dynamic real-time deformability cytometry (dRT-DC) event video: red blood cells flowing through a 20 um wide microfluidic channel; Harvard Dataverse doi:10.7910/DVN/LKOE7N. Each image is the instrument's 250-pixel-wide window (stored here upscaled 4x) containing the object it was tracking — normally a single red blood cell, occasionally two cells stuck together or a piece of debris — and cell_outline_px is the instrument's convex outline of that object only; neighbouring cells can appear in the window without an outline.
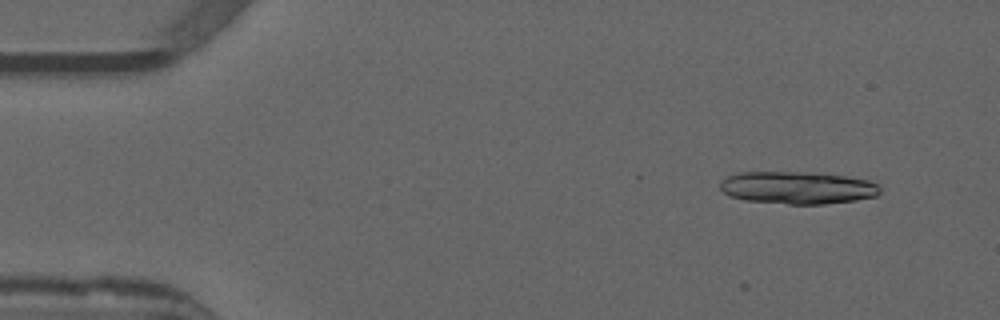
{"species": "common noctule bat (a hibernating species)", "species_latin": "Nyctalus noctula", "temperature_condition": "warm", "stored_images_in_passage": 5, "camera_frame_rate_fps": 3000, "um_per_image_px": 0.085, "animal": {"sex": "male", "forearm_length_mm": 52.5}, "frame": {"image": 1, "passage_image": 5, "time_ms": 1.333, "image_size_px": [1000, 320], "cell_outline_px": [[880, 192], [876, 196], [856, 200], [824, 204], [788, 204], [744, 200], [728, 196], [720, 188], [720, 184], [728, 176], [740, 172], [816, 172], [844, 176], [868, 180], [876, 184], [880, 188]], "centroid_in_image_um": [67.78, 15.95], "position_along_channel_um": 17.2, "area_um2": 30.29}}